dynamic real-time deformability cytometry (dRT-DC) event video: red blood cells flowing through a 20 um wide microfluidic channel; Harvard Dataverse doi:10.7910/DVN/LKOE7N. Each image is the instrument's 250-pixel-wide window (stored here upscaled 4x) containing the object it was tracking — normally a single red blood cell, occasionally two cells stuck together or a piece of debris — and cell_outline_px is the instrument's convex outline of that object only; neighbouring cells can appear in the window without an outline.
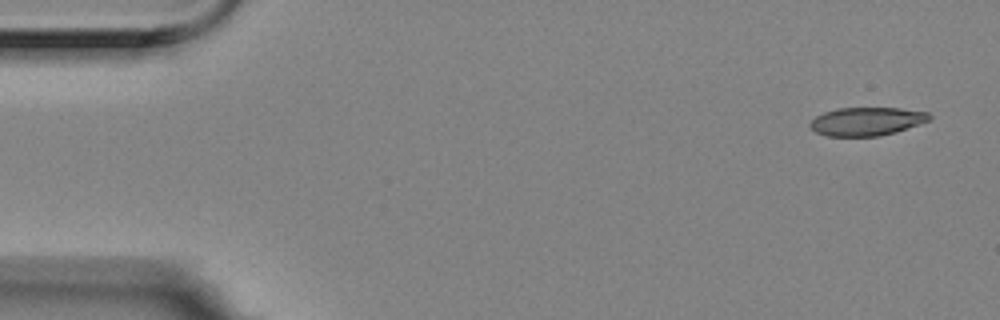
{"species": "Egyptian fruit bat (a non-hibernating species)", "species_latin": "Rousettus aegyptiacus", "temperature_condition": "room temperature", "stored_images_in_passage": 6, "camera_frame_rate_fps": 3000, "um_per_image_px": 0.085, "animal": {"sex": "female"}, "frame": {"image": 1, "passage_image": 1, "time_ms": 0.0, "image_size_px": [1000, 320], "cell_outline_px": [[932, 116], [928, 120], [896, 132], [880, 136], [828, 136], [816, 132], [808, 124], [816, 116], [824, 112], [836, 108], [900, 108], [928, 112]], "centroid_in_image_um": [73.65, 10.31], "position_along_channel_um": 11.4, "area_um2": 19.59}}
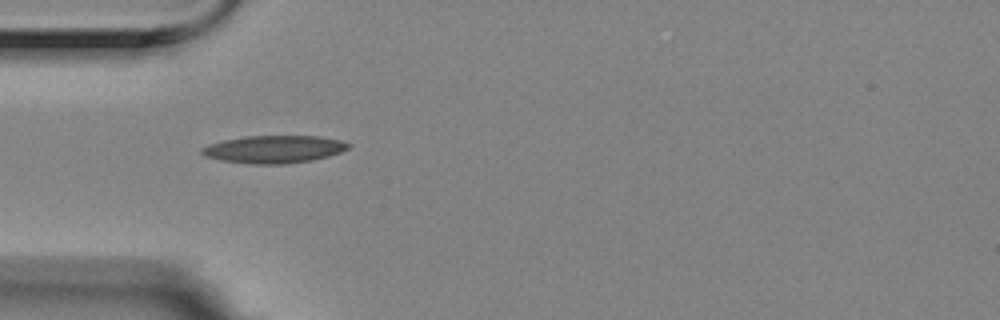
{"frame": {"image": 2, "passage_image": 5, "time_ms": 1.333, "image_size_px": [1000, 320], "cell_outline_px": [[352, 144], [348, 148], [340, 152], [328, 156], [312, 160], [288, 164], [248, 164], [220, 160], [204, 156], [200, 152], [200, 148], [208, 144], [224, 140], [244, 136], [320, 136], [340, 140]], "centroid_in_image_um": [23.26, 12.69], "position_along_channel_um": 61.7, "area_um2": 23.76}}
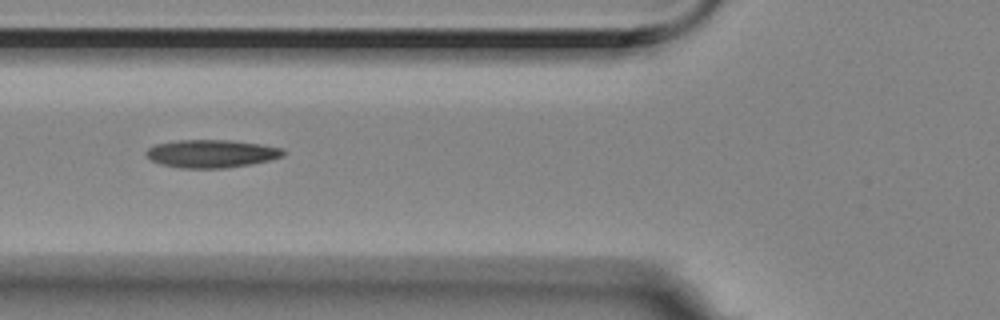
{"frame": {"image": 3, "passage_image": 6, "time_ms": 1.667, "image_size_px": [1000, 320], "cell_outline_px": [[284, 156], [268, 160], [248, 164], [224, 168], [180, 168], [160, 164], [152, 160], [144, 152], [152, 144], [176, 140], [232, 140], [260, 144], [280, 148], [284, 152]], "centroid_in_image_um": [17.9, 13.05], "position_along_channel_um": 107.9, "area_um2": 22.25}}